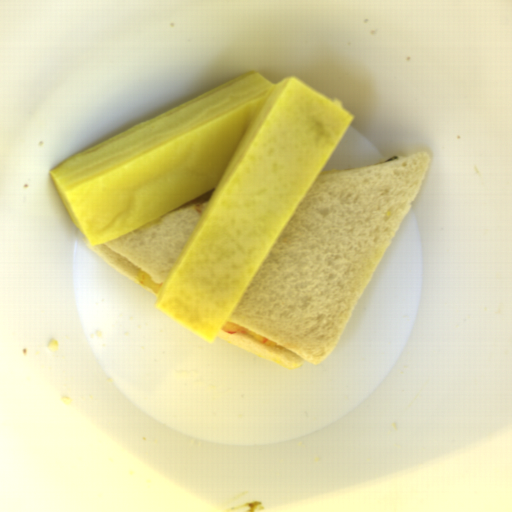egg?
Instances as JSON below:
<instances>
[{"label":"egg","instance_id":"1","mask_svg":"<svg viewBox=\"0 0 512 512\" xmlns=\"http://www.w3.org/2000/svg\"><path fill=\"white\" fill-rule=\"evenodd\" d=\"M220 330H222L226 333H231V334H245V335L253 337L257 341H259L261 344H264V345H267L270 347L284 348L282 344H280L266 336H263V335L256 333L250 329H247L245 327H242V326H239V325L227 322V321L224 322V324Z\"/></svg>","mask_w":512,"mask_h":512},{"label":"egg","instance_id":"2","mask_svg":"<svg viewBox=\"0 0 512 512\" xmlns=\"http://www.w3.org/2000/svg\"><path fill=\"white\" fill-rule=\"evenodd\" d=\"M137 280L139 283H141L144 287H146L148 290H150L153 294L157 296L159 288L162 283L152 281L149 274L141 270L138 272Z\"/></svg>","mask_w":512,"mask_h":512}]
</instances>
